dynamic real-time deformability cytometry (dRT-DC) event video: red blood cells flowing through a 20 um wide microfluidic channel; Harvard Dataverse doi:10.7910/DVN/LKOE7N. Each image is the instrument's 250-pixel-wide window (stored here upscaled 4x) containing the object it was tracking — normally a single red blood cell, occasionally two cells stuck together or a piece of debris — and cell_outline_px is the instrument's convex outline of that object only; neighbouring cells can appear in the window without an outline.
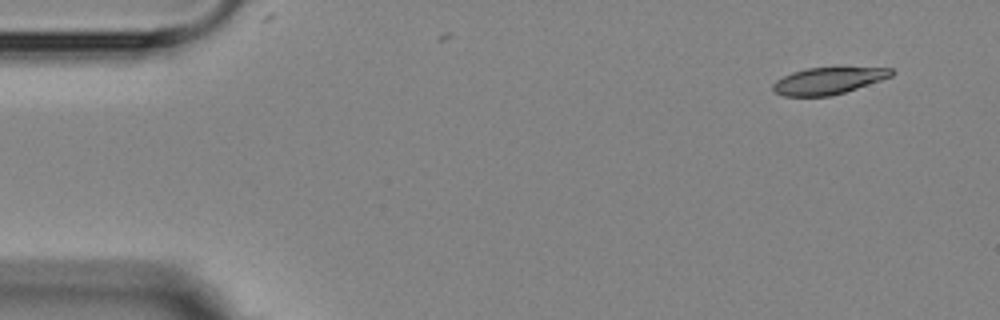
{"species": "Egyptian fruit bat (a non-hibernating species)", "species_latin": "Rousettus aegyptiacus", "temperature_condition": "room temperature", "stored_images_in_passage": 4, "camera_frame_rate_fps": 3000, "um_per_image_px": 0.085, "animal": {"sex": "female"}, "frame": {"image": 1, "passage_image": 1, "time_ms": 0.0, "image_size_px": [1000, 320], "cell_outline_px": [[896, 72], [892, 76], [844, 92], [828, 96], [784, 96], [776, 92], [772, 88], [772, 84], [776, 80], [792, 72], [808, 68], [840, 64], [892, 68]], "centroid_in_image_um": [70.48, 6.79], "position_along_channel_um": 14.5, "area_um2": 19.36}}
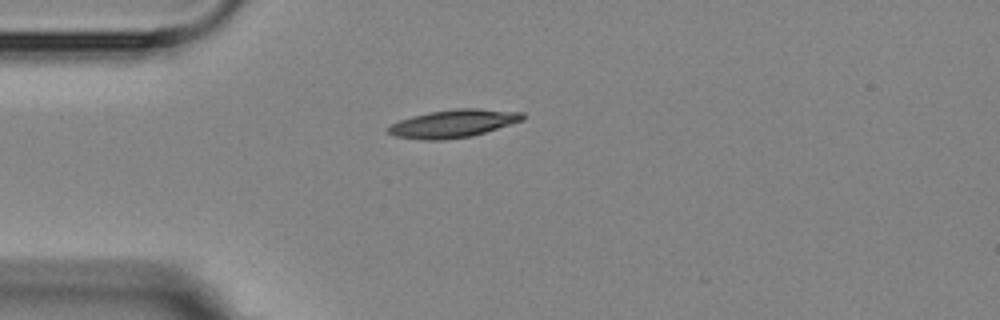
{"frame": {"image": 2, "passage_image": 4, "time_ms": 3.333, "image_size_px": [1000, 320], "cell_outline_px": [[524, 120], [472, 136], [444, 140], [420, 140], [396, 136], [388, 132], [388, 128], [392, 124], [400, 120], [412, 116], [428, 112], [456, 108], [480, 108], [524, 112]], "centroid_in_image_um": [38.56, 10.49], "position_along_channel_um": 46.4, "area_um2": 21.91}}